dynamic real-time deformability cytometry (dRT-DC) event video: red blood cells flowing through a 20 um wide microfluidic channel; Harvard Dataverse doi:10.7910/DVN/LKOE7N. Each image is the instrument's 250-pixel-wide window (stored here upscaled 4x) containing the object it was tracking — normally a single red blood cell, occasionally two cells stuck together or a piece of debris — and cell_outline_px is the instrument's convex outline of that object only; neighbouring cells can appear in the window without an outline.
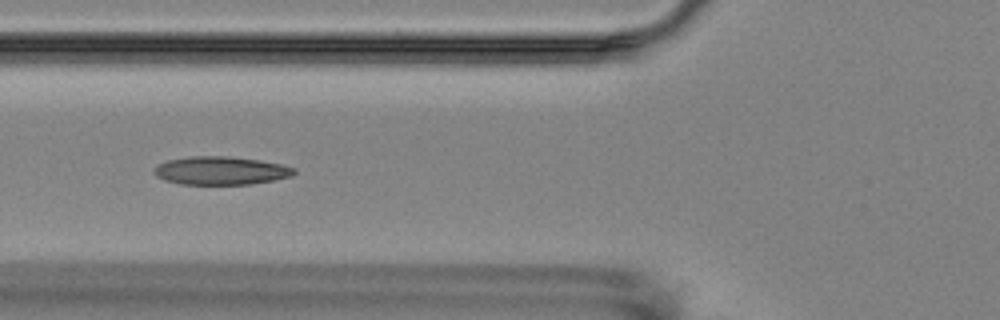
{"species": "Egyptian fruit bat (a non-hibernating species)", "species_latin": "Rousettus aegyptiacus", "temperature_condition": "room temperature", "stored_images_in_passage": 9, "camera_frame_rate_fps": 3000, "um_per_image_px": 0.085, "animal": {"sex": "female"}, "frame": {"image": 1, "passage_image": 6, "time_ms": 6.667, "image_size_px": [1000, 320], "cell_outline_px": [[296, 172], [292, 176], [252, 184], [180, 184], [164, 180], [156, 176], [152, 172], [160, 164], [168, 160], [188, 156], [228, 156], [260, 160], [280, 164], [296, 168]], "centroid_in_image_um": [18.77, 14.5], "position_along_channel_um": 107.0, "area_um2": 23.0}}
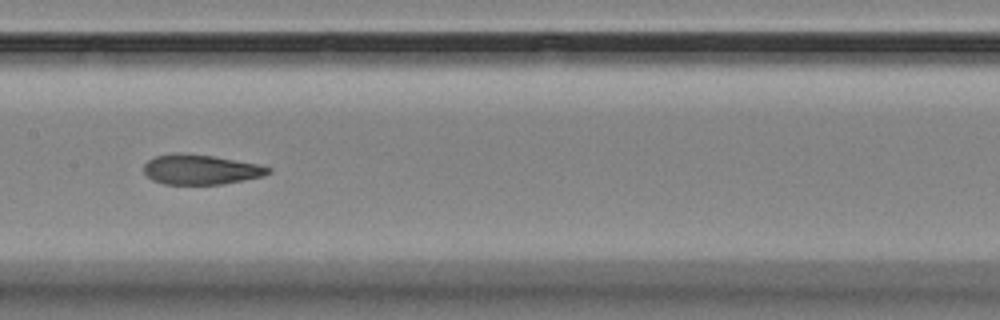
{"frame": {"image": 2, "passage_image": 8, "time_ms": 9.0, "image_size_px": [1000, 320], "cell_outline_px": [[272, 172], [264, 176], [220, 184], [164, 184], [152, 180], [144, 172], [144, 164], [148, 160], [156, 156], [176, 152], [180, 152], [212, 156], [260, 164], [272, 168]], "centroid_in_image_um": [17.07, 14.4], "position_along_channel_um": 190.3, "area_um2": 21.73}}
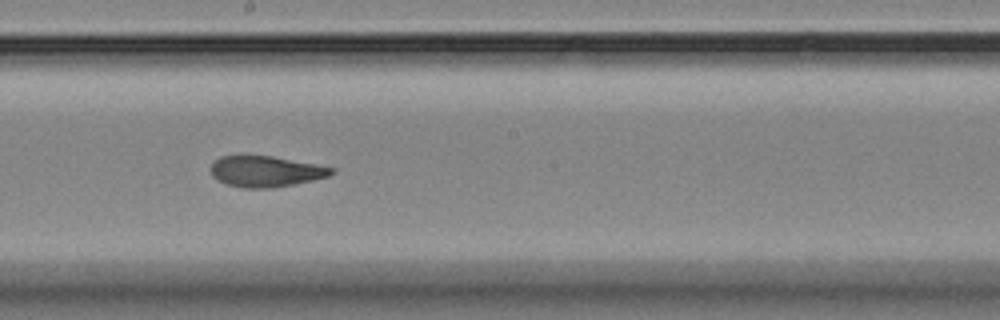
{"frame": {"image": 3, "passage_image": 9, "time_ms": 10.0, "image_size_px": [1000, 320], "cell_outline_px": [[336, 172], [328, 176], [312, 180], [272, 188], [244, 188], [228, 184], [216, 180], [212, 176], [212, 164], [220, 156], [272, 156], [316, 164], [336, 168]], "centroid_in_image_um": [22.61, 14.57], "position_along_channel_um": 225.6, "area_um2": 21.56}}